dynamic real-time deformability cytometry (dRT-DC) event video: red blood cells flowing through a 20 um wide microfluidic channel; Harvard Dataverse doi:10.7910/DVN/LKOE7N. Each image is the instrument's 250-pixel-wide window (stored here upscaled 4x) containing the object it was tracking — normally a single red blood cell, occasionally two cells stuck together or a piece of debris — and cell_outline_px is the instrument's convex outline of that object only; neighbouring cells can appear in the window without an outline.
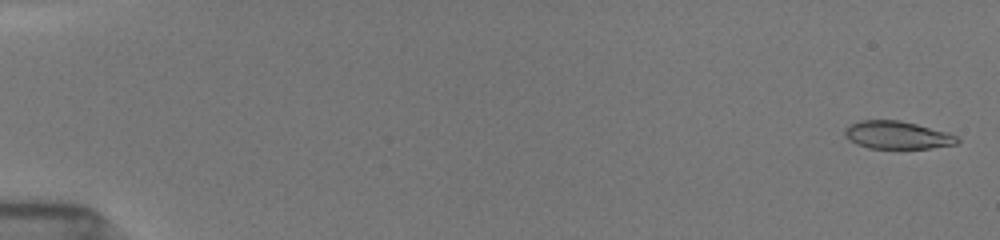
{"species": "common noctule bat (a hibernating species)", "species_latin": "Nyctalus noctula", "temperature_condition": "room temperature", "stored_images_in_passage": 48, "camera_frame_rate_fps": 3000, "um_per_image_px": 0.085, "animal": {"sex": "female", "body_mass_g": 19.5, "forearm_length_mm": 54.1}, "frame": {"image": 1, "passage_image": 2, "time_ms": 0.333, "image_size_px": [1000, 240], "cell_outline_px": [[960, 140], [956, 144], [928, 148], [868, 148], [856, 144], [848, 140], [844, 132], [844, 128], [848, 124], [860, 120], [900, 120], [948, 132], [956, 136]], "centroid_in_image_um": [76.22, 11.47], "position_along_channel_um": 8.8, "area_um2": 18.26}}
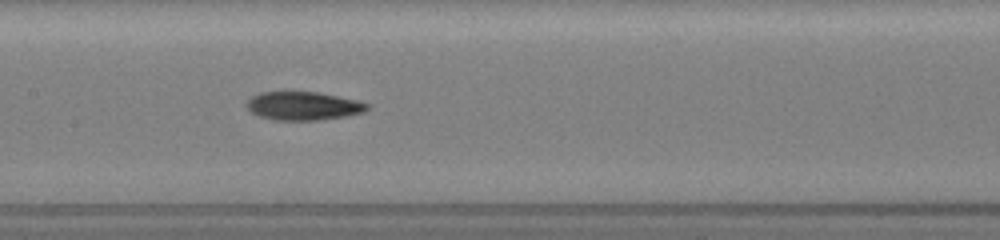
{"frame": {"image": 2, "passage_image": 24, "time_ms": 7.667, "image_size_px": [1000, 240], "cell_outline_px": [[372, 104], [364, 112], [348, 116], [316, 120], [276, 120], [260, 116], [252, 112], [248, 108], [248, 100], [252, 96], [260, 92], [284, 88], [288, 88], [316, 92], [356, 100]], "centroid_in_image_um": [25.76, 8.95], "position_along_channel_um": 181.6, "area_um2": 20.63}}
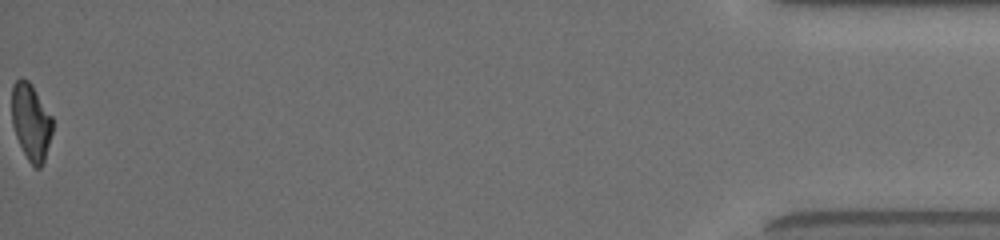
{"frame": {"image": 3, "passage_image": 48, "time_ms": 15.667, "image_size_px": [1000, 240], "cell_outline_px": [[52, 132], [44, 160], [40, 168], [36, 168], [28, 160], [16, 136], [12, 124], [12, 84], [20, 76], [28, 80], [32, 84], [52, 116]], "centroid_in_image_um": [2.62, 10.31], "position_along_channel_um": 432.6, "area_um2": 18.15}, "authors_computed_cell_mechanics": {"area_um2": 19.3919, "velocity_mm_per_s": 3.9364, "shape_relaxation_time_tau1_ms": 6.1874, "shape_relaxation_time_tau2_ms": 2.7299, "deformation_change_tau1": 0.2153, "deformation_change_tau2": 0.0977}}